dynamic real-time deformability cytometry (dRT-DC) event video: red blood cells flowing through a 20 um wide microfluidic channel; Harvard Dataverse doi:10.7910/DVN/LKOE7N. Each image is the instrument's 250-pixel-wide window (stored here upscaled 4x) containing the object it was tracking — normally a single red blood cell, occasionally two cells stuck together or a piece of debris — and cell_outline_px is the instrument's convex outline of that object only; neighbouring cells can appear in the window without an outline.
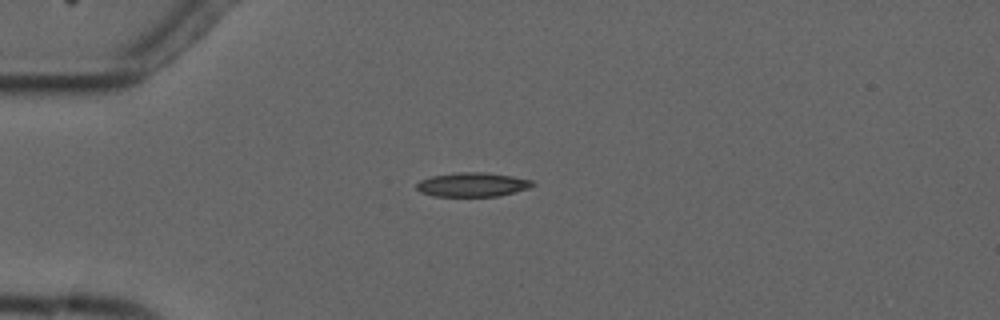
{"species": "common noctule bat (a hibernating species)", "species_latin": "Nyctalus noctula", "temperature_condition": "cold", "stored_images_in_passage": 2, "camera_frame_rate_fps": 3000, "um_per_image_px": 0.085, "animal": {"sex": "male", "forearm_length_mm": 52.5}, "frame": {"image": 1, "passage_image": 1, "time_ms": 0.0, "image_size_px": [1000, 320], "cell_outline_px": [[536, 184], [528, 188], [500, 196], [432, 196], [420, 192], [416, 188], [416, 184], [420, 180], [432, 176], [456, 172], [484, 172], [512, 176], [532, 180]], "centroid_in_image_um": [40.14, 15.69], "position_along_channel_um": 44.9, "area_um2": 16.36}}